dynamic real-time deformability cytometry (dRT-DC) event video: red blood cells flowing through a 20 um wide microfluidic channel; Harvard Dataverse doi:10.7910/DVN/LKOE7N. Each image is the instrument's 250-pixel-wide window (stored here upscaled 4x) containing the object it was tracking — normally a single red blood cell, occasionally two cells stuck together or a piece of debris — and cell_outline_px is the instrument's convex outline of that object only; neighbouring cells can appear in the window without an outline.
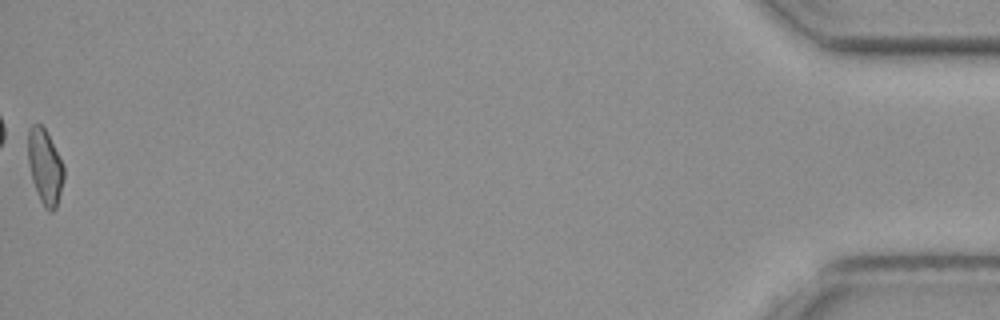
{"species": "common noctule bat (a hibernating species)", "species_latin": "Nyctalus noctula", "temperature_condition": "cold", "stored_images_in_passage": 58, "camera_frame_rate_fps": 3000, "um_per_image_px": 0.085, "animal": {"sex": "female", "body_mass_g": 19.3, "forearm_length_mm": 54.1}, "frame": {"image": 1, "passage_image": 58, "time_ms": 19.0, "image_size_px": [1000, 320], "cell_outline_px": [[64, 176], [56, 208], [52, 212], [48, 212], [44, 208], [40, 200], [32, 180], [28, 160], [28, 132], [32, 124], [40, 124], [44, 128], [64, 164]], "centroid_in_image_um": [3.82, 14.2], "position_along_channel_um": 431.4, "area_um2": 15.55}, "authors_computed_cell_mechanics": {"area_um2": 15.895, "velocity_mm_per_s": 3.595, "shape_relaxation_time_tau1_ms": null, "shape_relaxation_time_tau2_ms": 3.0705, "deformation_change_tau1": null, "deformation_change_tau2": 0.0814}}